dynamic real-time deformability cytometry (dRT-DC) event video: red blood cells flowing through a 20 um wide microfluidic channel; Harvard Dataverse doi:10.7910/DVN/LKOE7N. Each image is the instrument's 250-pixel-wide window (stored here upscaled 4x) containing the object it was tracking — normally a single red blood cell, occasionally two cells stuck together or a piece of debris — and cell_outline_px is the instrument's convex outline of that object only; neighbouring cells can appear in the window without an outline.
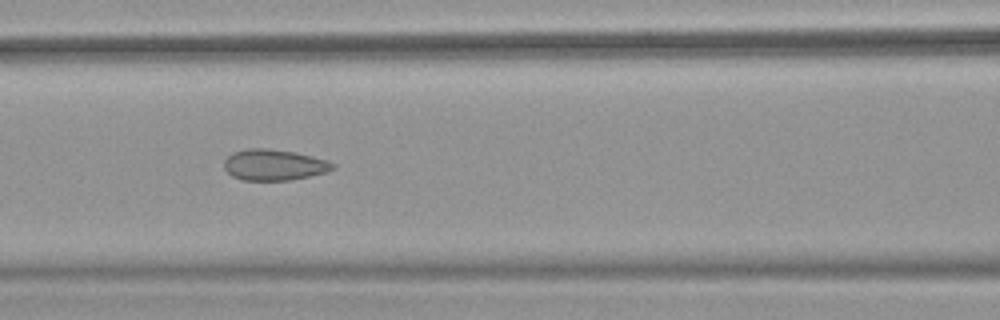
{"species": "common noctule bat (a hibernating species)", "species_latin": "Nyctalus noctula", "temperature_condition": "warm", "stored_images_in_passage": 50, "camera_frame_rate_fps": 3000, "um_per_image_px": 0.085, "animal": {"sex": "female", "body_mass_g": 18.4}, "frame": {"image": 1, "passage_image": 22, "time_ms": 7.0, "image_size_px": [1000, 320], "cell_outline_px": [[336, 168], [324, 172], [308, 176], [288, 180], [244, 180], [232, 176], [224, 168], [224, 160], [232, 152], [248, 148], [268, 148], [296, 152], [328, 160], [336, 164]], "centroid_in_image_um": [23.29, 14.0], "position_along_channel_um": 143.3, "area_um2": 19.65}, "authors_computed_cell_mechanics": {"area_um2": 20.6635, "velocity_mm_per_s": 4.0037, "shape_relaxation_time_tau1_ms": null, "shape_relaxation_time_tau2_ms": 1.1413, "deformation_change_tau1": null, "deformation_change_tau2": 0.0843}}